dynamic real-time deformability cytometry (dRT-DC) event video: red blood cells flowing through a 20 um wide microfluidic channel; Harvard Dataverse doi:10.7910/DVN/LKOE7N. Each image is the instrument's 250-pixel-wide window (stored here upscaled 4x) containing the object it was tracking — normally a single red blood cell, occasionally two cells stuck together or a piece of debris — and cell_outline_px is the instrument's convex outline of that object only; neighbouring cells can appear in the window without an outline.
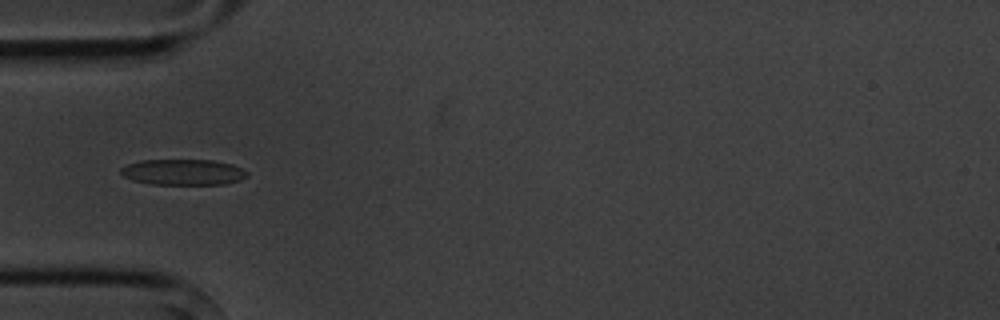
{"species": "common noctule bat (a hibernating species)", "species_latin": "Nyctalus noctula", "temperature_condition": "cold", "stored_images_in_passage": 10, "camera_frame_rate_fps": 3000, "um_per_image_px": 0.085, "animal": {"sex": "male", "body_mass_g": 20.1, "forearm_length_mm": 53.5}, "frame": {"image": 1, "passage_image": 5, "time_ms": 4.667, "image_size_px": [1000, 320], "cell_outline_px": [[248, 176], [240, 180], [224, 184], [148, 184], [132, 180], [124, 176], [120, 172], [120, 168], [128, 164], [140, 160], [212, 160], [232, 164], [248, 172]], "centroid_in_image_um": [15.55, 14.63], "position_along_channel_um": 69.4, "area_um2": 19.02}}
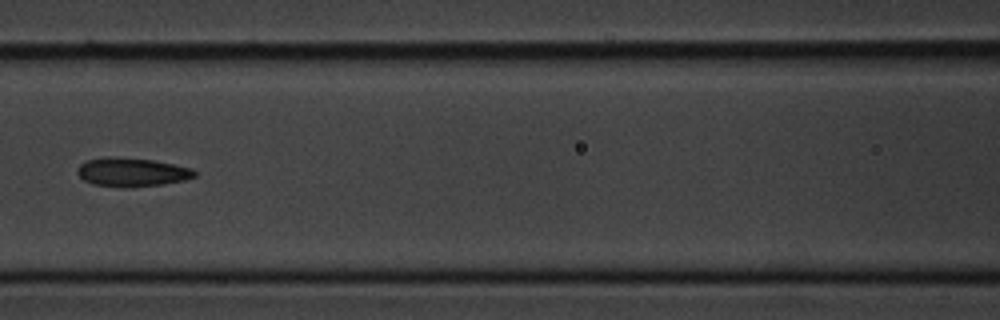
{"frame": {"image": 2, "passage_image": 7, "time_ms": 7.0, "image_size_px": [1000, 320], "cell_outline_px": [[196, 176], [184, 180], [164, 184], [128, 188], [124, 188], [92, 184], [84, 180], [76, 172], [76, 168], [80, 164], [88, 160], [108, 156], [152, 160], [192, 168], [196, 172]], "centroid_in_image_um": [11.19, 14.64], "position_along_channel_um": 155.4, "area_um2": 19.71}}
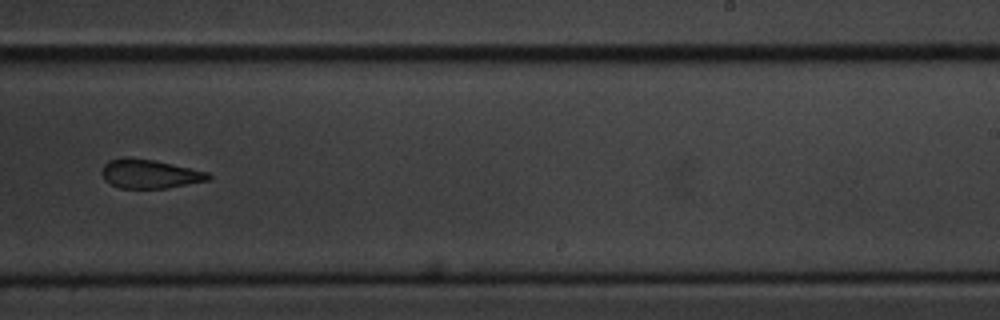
{"frame": {"image": 3, "passage_image": 10, "time_ms": 10.333, "image_size_px": [1000, 320], "cell_outline_px": [[212, 176], [208, 180], [168, 188], [120, 188], [104, 180], [100, 172], [104, 164], [108, 160], [152, 160], [172, 164], [208, 172]], "centroid_in_image_um": [12.74, 14.82], "position_along_channel_um": 276.3, "area_um2": 17.34}}